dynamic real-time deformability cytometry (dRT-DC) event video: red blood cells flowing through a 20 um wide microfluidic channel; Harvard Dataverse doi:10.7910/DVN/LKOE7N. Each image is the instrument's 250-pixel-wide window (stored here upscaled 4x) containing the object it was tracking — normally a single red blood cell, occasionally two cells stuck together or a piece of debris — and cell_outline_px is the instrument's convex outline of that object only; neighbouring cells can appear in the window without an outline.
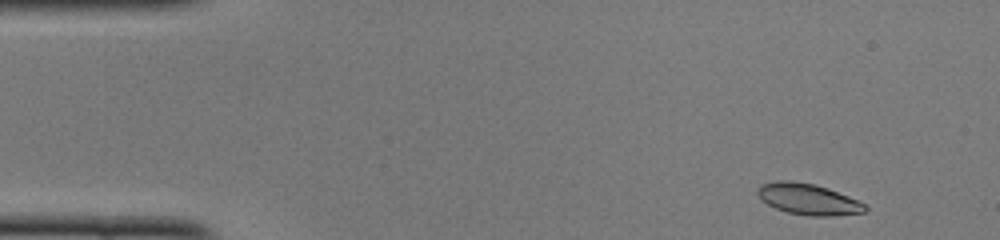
{"species": "common noctule bat (a hibernating species)", "species_latin": "Nyctalus noctula", "temperature_condition": "cold", "stored_images_in_passage": 46, "camera_frame_rate_fps": 3000, "um_per_image_px": 0.085, "animal": {"sex": "female", "body_mass_g": 22.0, "forearm_length_mm": 56.7}, "frame": {"image": 1, "passage_image": 2, "time_ms": 0.333, "image_size_px": [1000, 240], "cell_outline_px": [[868, 208], [864, 212], [832, 216], [808, 216], [788, 212], [776, 208], [760, 200], [756, 192], [756, 188], [760, 184], [776, 180], [792, 180], [816, 184], [828, 188], [848, 196], [864, 204]], "centroid_in_image_um": [68.64, 16.91], "position_along_channel_um": 16.4, "area_um2": 19.65}}
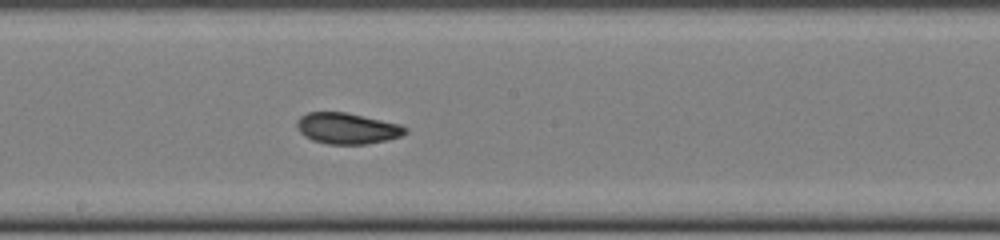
{"frame": {"image": 2, "passage_image": 24, "time_ms": 7.667, "image_size_px": [1000, 240], "cell_outline_px": [[408, 132], [400, 136], [388, 140], [364, 144], [328, 144], [312, 140], [304, 136], [300, 132], [296, 124], [296, 120], [300, 116], [308, 112], [348, 112], [400, 124], [408, 128]], "centroid_in_image_um": [29.51, 10.9], "position_along_channel_um": 218.7, "area_um2": 19.77}}
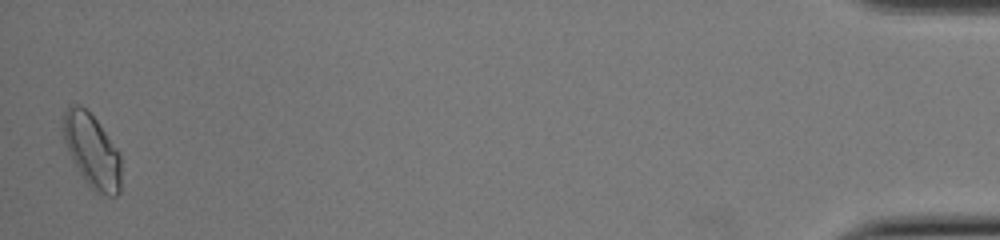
{"frame": {"image": 3, "passage_image": 46, "time_ms": 15.0, "image_size_px": [1000, 240], "cell_outline_px": [[120, 192], [116, 196], [108, 196], [96, 192], [84, 180], [72, 160], [64, 140], [64, 112], [68, 104], [80, 104], [96, 120], [120, 152]], "centroid_in_image_um": [7.83, 12.83], "position_along_channel_um": 427.4, "area_um2": 24.62}, "authors_computed_cell_mechanics": {"area_um2": 19.7098, "velocity_mm_per_s": 4.0922, "shape_relaxation_time_tau1_ms": 4.437, "shape_relaxation_time_tau2_ms": 1.3172, "deformation_change_tau1": 0.1196, "deformation_change_tau2": 0.0425}}